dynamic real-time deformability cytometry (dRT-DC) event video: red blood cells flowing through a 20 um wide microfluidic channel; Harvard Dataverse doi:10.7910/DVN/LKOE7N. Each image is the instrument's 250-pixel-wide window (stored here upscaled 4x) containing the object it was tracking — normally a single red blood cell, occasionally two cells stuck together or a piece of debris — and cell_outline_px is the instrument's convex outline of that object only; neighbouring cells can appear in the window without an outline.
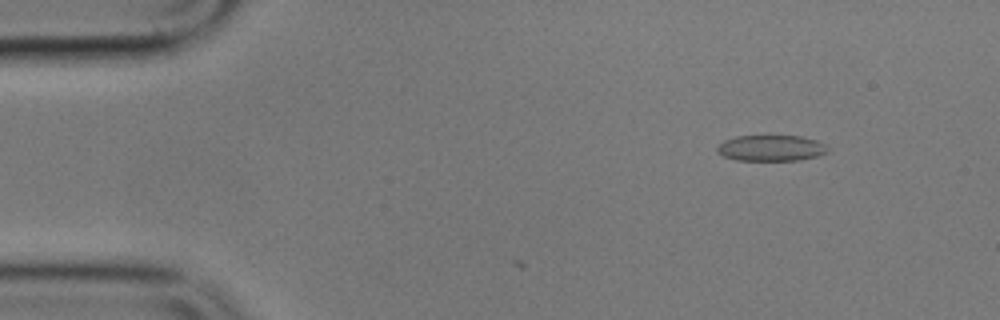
{"species": "common noctule bat (a hibernating species)", "species_latin": "Nyctalus noctula", "temperature_condition": "cold", "stored_images_in_passage": 7, "camera_frame_rate_fps": 3000, "um_per_image_px": 0.085, "animal": {"sex": "male", "body_mass_g": 17.9}, "frame": {"image": 1, "passage_image": 3, "time_ms": 0.667, "image_size_px": [1000, 320], "cell_outline_px": [[828, 152], [816, 156], [800, 160], [736, 160], [724, 156], [716, 152], [716, 148], [724, 140], [736, 136], [800, 136], [816, 140], [824, 144], [828, 148]], "centroid_in_image_um": [65.52, 12.58], "position_along_channel_um": 19.5, "area_um2": 16.65}}